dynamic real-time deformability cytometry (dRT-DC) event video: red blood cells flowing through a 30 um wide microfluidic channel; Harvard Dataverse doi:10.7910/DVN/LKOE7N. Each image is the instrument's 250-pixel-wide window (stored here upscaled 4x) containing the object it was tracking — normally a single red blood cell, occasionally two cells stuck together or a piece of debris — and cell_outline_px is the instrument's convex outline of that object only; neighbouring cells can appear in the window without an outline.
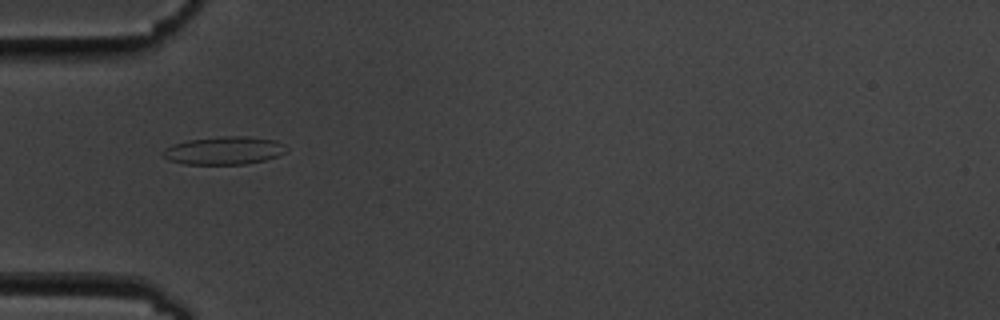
{"species": "common noctule bat (a hibernating species)", "species_latin": "Nyctalus noctula", "temperature_condition": "cold", "stored_images_in_passage": 40, "camera_frame_rate_fps": 3000, "um_per_image_px": 0.085, "animal": {"sex": "male", "body_mass_g": 19.5, "forearm_length_mm": 54.6}, "frame": {"image": 1, "passage_image": 2, "time_ms": 0.333, "image_size_px": [1000, 320], "cell_outline_px": [[288, 148], [284, 152], [276, 156], [264, 160], [244, 164], [184, 164], [168, 160], [160, 152], [164, 148], [172, 144], [188, 140], [224, 136], [244, 136], [276, 140], [284, 144]], "centroid_in_image_um": [19.01, 12.79], "position_along_channel_um": 66.0, "area_um2": 20.11}}
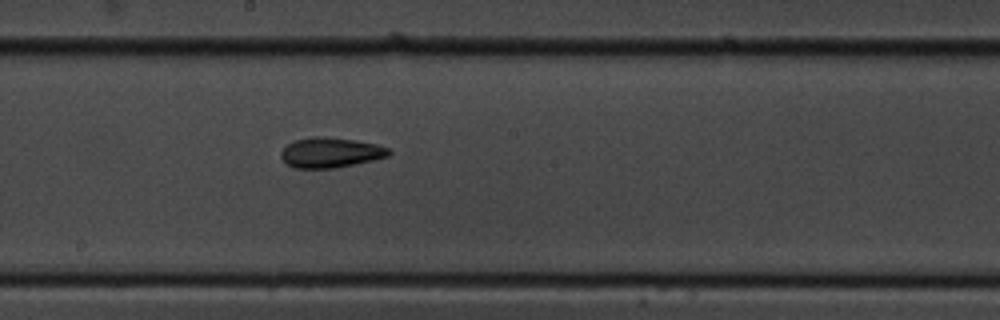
{"frame": {"image": 2, "passage_image": 15, "time_ms": 4.667, "image_size_px": [1000, 320], "cell_outline_px": [[392, 152], [388, 156], [372, 160], [332, 168], [296, 168], [288, 164], [280, 156], [280, 152], [288, 144], [296, 140], [312, 136], [324, 136], [356, 140], [376, 144], [388, 148]], "centroid_in_image_um": [28.09, 12.95], "position_along_channel_um": 220.1, "area_um2": 18.73}}
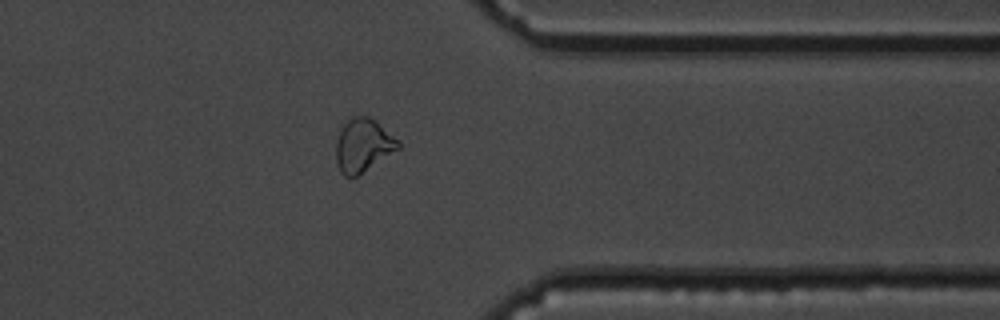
{"frame": {"image": 3, "passage_image": 29, "time_ms": 9.333, "image_size_px": [1000, 320], "cell_outline_px": [[400, 148], [352, 180], [344, 176], [340, 172], [336, 160], [336, 140], [340, 128], [352, 116], [368, 116], [376, 120], [400, 140]], "centroid_in_image_um": [30.86, 12.37], "position_along_channel_um": 380.5, "area_um2": 19.77}, "authors_computed_cell_mechanics": {"area_um2": 18.9584, "velocity_mm_per_s": 3.5781, "shape_relaxation_time_tau1_ms": null, "shape_relaxation_time_tau2_ms": 3.9909, "deformation_change_tau1": null, "deformation_change_tau2": 0.1027}}